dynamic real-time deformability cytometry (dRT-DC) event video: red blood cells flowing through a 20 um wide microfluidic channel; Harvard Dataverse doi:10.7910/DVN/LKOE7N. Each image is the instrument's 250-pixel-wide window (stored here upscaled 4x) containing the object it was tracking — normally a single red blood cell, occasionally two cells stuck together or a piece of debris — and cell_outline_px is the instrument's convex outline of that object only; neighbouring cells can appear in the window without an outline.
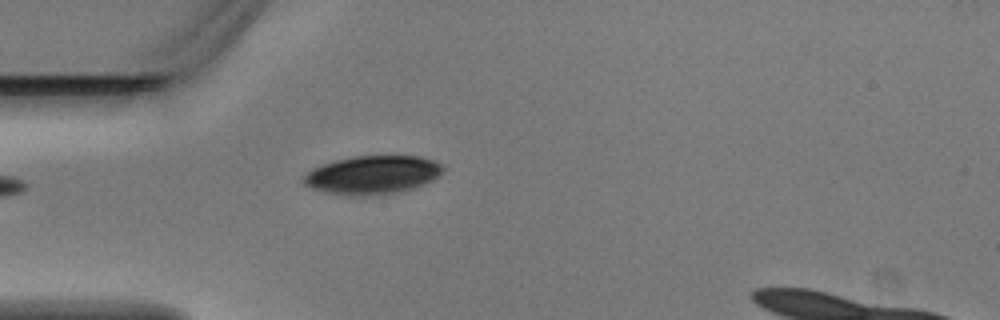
{"species": "Egyptian fruit bat (a non-hibernating species)", "species_latin": "Rousettus aegyptiacus", "temperature_condition": "warm", "stored_images_in_passage": 4, "camera_frame_rate_fps": 3000, "um_per_image_px": 0.085, "animal": {"sex": "male"}, "frame": {"image": 1, "passage_image": 4, "time_ms": 1.0, "image_size_px": [1000, 320], "cell_outline_px": [[444, 172], [440, 176], [424, 184], [404, 192], [384, 196], [344, 196], [324, 192], [312, 188], [304, 184], [300, 180], [312, 168], [336, 160], [356, 156], [420, 156], [444, 164]], "centroid_in_image_um": [31.7, 14.9], "position_along_channel_um": 53.3, "area_um2": 31.96}}